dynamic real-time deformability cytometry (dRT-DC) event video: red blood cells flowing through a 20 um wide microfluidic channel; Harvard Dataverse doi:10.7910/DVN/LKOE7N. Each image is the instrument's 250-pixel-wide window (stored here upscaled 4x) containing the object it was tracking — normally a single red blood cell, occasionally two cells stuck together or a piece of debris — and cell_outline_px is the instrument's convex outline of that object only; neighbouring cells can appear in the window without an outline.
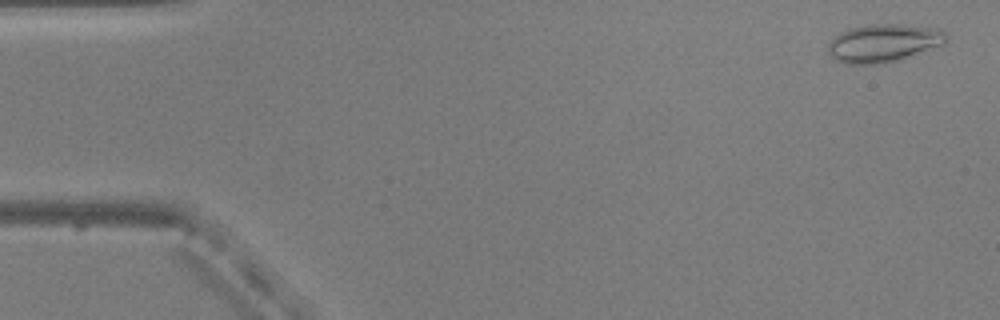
{"species": "common noctule bat (a hibernating species)", "species_latin": "Nyctalus noctula", "temperature_condition": "warm", "stored_images_in_passage": 50, "camera_frame_rate_fps": 3000, "um_per_image_px": 0.085, "animal": {"sex": "male", "body_mass_g": 20.5, "forearm_length_mm": 52.5}, "frame": {"image": 1, "passage_image": 2, "time_ms": 0.333, "image_size_px": [1000, 320], "cell_outline_px": [[948, 40], [944, 44], [896, 60], [880, 64], [848, 64], [836, 60], [828, 52], [828, 44], [836, 36], [848, 28], [868, 24], [900, 24], [940, 28], [944, 32]], "centroid_in_image_um": [75.1, 3.64], "position_along_channel_um": 9.9, "area_um2": 26.01}}
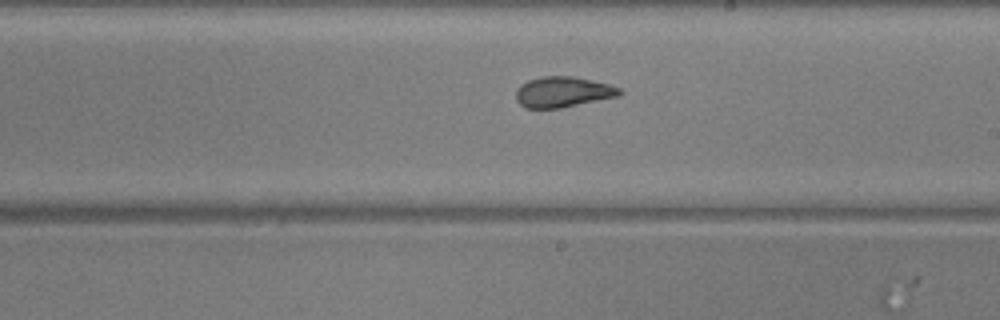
{"frame": {"image": 2, "passage_image": 30, "time_ms": 9.667, "image_size_px": [1000, 320], "cell_outline_px": [[624, 92], [620, 96], [560, 108], [524, 108], [516, 100], [516, 88], [520, 84], [528, 80], [544, 76], [572, 76], [608, 84], [620, 88]], "centroid_in_image_um": [47.84, 7.82], "position_along_channel_um": 241.2, "area_um2": 18.55}}
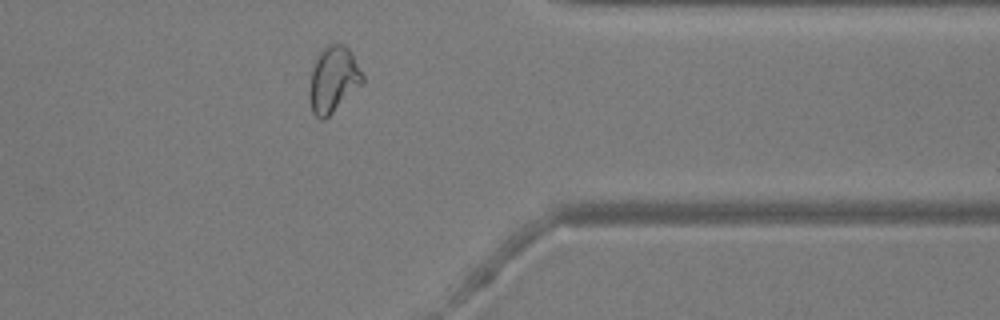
{"frame": {"image": 3, "passage_image": 42, "time_ms": 13.667, "image_size_px": [1000, 320], "cell_outline_px": [[364, 84], [324, 120], [320, 120], [312, 112], [308, 100], [308, 88], [312, 68], [320, 52], [324, 48], [332, 44], [344, 44], [352, 52], [364, 76]], "centroid_in_image_um": [28.33, 6.79], "position_along_channel_um": 383.1, "area_um2": 20.75}, "authors_computed_cell_mechanics": {"area_um2": 20.3456, "velocity_mm_per_s": 3.8444, "shape_relaxation_time_tau1_ms": 8.9591, "shape_relaxation_time_tau2_ms": 1.41, "deformation_change_tau1": 0.1982, "deformation_change_tau2": 0.077}}